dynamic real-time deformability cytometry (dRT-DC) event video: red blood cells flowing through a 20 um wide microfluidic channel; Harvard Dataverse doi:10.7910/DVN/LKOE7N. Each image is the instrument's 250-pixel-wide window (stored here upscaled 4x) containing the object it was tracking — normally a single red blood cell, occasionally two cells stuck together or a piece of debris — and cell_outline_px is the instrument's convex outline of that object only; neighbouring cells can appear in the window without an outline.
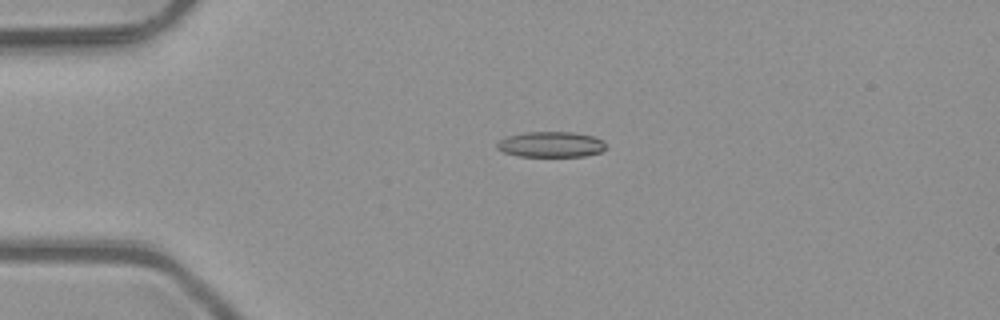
{"species": "common noctule bat (a hibernating species)", "species_latin": "Nyctalus noctula", "temperature_condition": "room temperature", "stored_images_in_passage": 6, "camera_frame_rate_fps": 3000, "um_per_image_px": 0.085, "animal": {"sex": "male", "body_mass_g": 23.1, "forearm_length_mm": 52.7}, "frame": {"image": 1, "passage_image": 4, "time_ms": 1.0, "image_size_px": [1000, 320], "cell_outline_px": [[608, 148], [600, 152], [584, 156], [520, 156], [504, 152], [496, 148], [496, 144], [500, 140], [508, 136], [524, 132], [572, 132], [592, 136], [604, 140]], "centroid_in_image_um": [46.86, 12.27], "position_along_channel_um": 38.1, "area_um2": 16.24}}
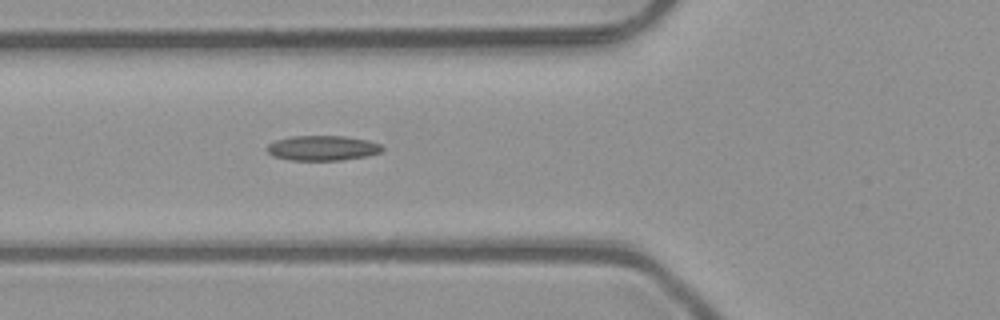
{"frame": {"image": 2, "passage_image": 6, "time_ms": 1.667, "image_size_px": [1000, 320], "cell_outline_px": [[384, 148], [380, 152], [368, 156], [340, 160], [288, 160], [272, 156], [264, 148], [268, 144], [276, 140], [292, 136], [344, 136], [368, 140], [380, 144]], "centroid_in_image_um": [27.38, 12.58], "position_along_channel_um": 98.4, "area_um2": 16.88}}